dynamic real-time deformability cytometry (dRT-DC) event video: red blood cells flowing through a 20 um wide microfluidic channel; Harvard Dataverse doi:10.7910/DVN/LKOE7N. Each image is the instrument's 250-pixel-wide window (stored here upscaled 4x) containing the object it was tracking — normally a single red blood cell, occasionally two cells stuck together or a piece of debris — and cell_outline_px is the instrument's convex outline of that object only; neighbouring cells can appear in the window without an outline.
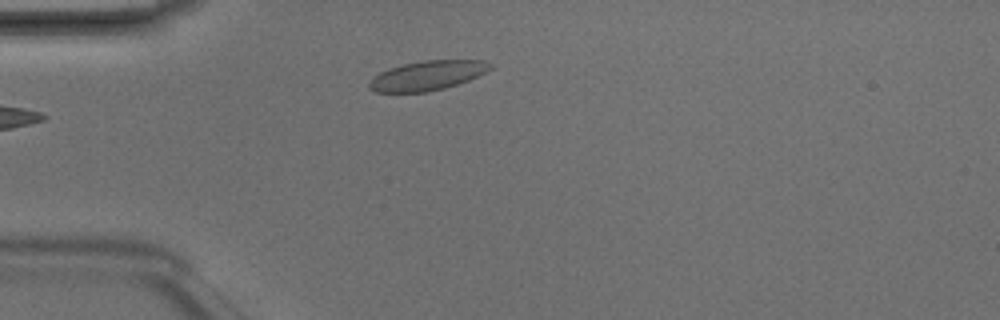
{"species": "Egyptian fruit bat (a non-hibernating species)", "species_latin": "Rousettus aegyptiacus", "temperature_condition": "room temperature", "stored_images_in_passage": 2, "camera_frame_rate_fps": 3000, "um_per_image_px": 0.085, "animal": {"sex": "male"}, "frame": {"image": 1, "passage_image": 1, "time_ms": 0.0, "image_size_px": [1000, 320], "cell_outline_px": [[492, 68], [468, 80], [444, 88], [424, 92], [376, 92], [368, 88], [368, 84], [380, 72], [388, 68], [404, 64], [424, 60], [484, 60], [492, 64]], "centroid_in_image_um": [36.32, 6.41], "position_along_channel_um": 48.7, "area_um2": 20.52}}